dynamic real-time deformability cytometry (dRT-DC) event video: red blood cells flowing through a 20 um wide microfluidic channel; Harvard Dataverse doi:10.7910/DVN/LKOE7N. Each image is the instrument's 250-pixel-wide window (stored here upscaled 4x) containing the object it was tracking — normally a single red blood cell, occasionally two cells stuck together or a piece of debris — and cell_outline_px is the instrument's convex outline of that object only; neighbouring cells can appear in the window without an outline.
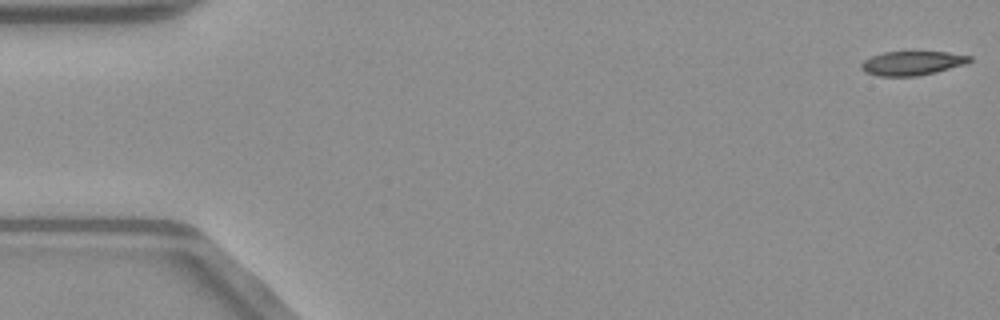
{"species": "common noctule bat (a hibernating species)", "species_latin": "Nyctalus noctula", "temperature_condition": "warm", "stored_images_in_passage": 49, "camera_frame_rate_fps": 3000, "um_per_image_px": 0.085, "animal": {"sex": "male", "body_mass_g": 23.1, "forearm_length_mm": 52.7}, "frame": {"image": 1, "passage_image": 1, "time_ms": 0.0, "image_size_px": [1000, 320], "cell_outline_px": [[972, 60], [964, 64], [936, 72], [916, 76], [880, 76], [864, 72], [860, 68], [860, 64], [864, 60], [872, 56], [884, 52], [948, 52], [972, 56]], "centroid_in_image_um": [77.51, 5.37], "position_along_channel_um": 7.5, "area_um2": 15.14}}
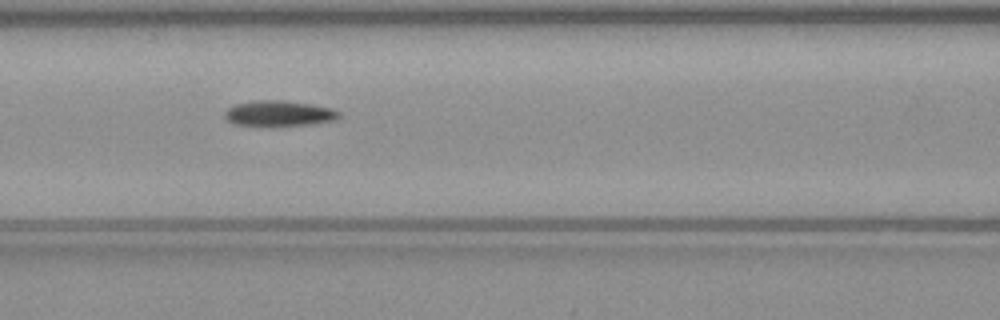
{"frame": {"image": 2, "passage_image": 22, "time_ms": 7.0, "image_size_px": [1000, 320], "cell_outline_px": [[340, 116], [336, 120], [308, 124], [236, 124], [228, 120], [224, 116], [224, 112], [228, 108], [236, 104], [256, 100], [284, 100], [312, 104], [332, 108], [340, 112]], "centroid_in_image_um": [23.75, 9.6], "position_along_channel_um": 142.8, "area_um2": 16.47}}
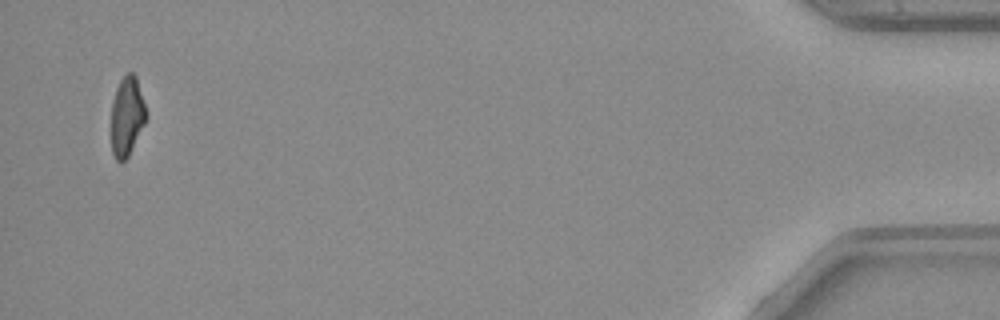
{"frame": {"image": 3, "passage_image": 48, "time_ms": 15.667, "image_size_px": [1000, 320], "cell_outline_px": [[148, 116], [128, 156], [120, 164], [116, 160], [112, 152], [112, 100], [116, 88], [120, 80], [128, 72], [132, 72], [136, 76]], "centroid_in_image_um": [10.79, 9.88], "position_along_channel_um": 424.4, "area_um2": 16.01}, "authors_computed_cell_mechanics": {"area_um2": 17.2244, "velocity_mm_per_s": 4.0789, "shape_relaxation_time_tau1_ms": 5.9674, "shape_relaxation_time_tau2_ms": null, "deformation_change_tau1": 0.1815, "deformation_change_tau2": null}}